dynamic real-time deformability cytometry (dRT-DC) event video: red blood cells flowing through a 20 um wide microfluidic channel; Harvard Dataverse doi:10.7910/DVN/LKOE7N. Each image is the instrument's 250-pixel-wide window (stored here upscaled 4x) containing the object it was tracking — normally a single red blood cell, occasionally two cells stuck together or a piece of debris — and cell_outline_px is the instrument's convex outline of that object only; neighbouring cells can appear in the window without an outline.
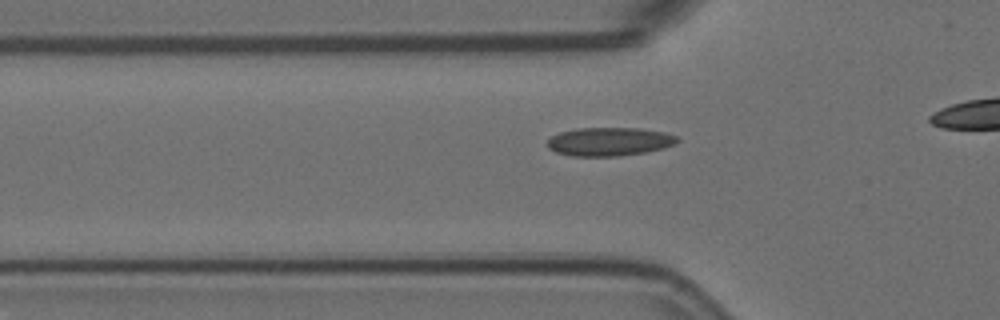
{"species": "Egyptian fruit bat (a non-hibernating species)", "species_latin": "Rousettus aegyptiacus", "temperature_condition": "room temperature", "stored_images_in_passage": 35, "camera_frame_rate_fps": 3000, "um_per_image_px": 0.085, "animal": {"sex": "female"}, "frame": {"image": 1, "passage_image": 8, "time_ms": 2.333, "image_size_px": [1000, 320], "cell_outline_px": [[680, 140], [676, 144], [664, 148], [648, 152], [620, 156], [572, 156], [556, 152], [548, 148], [548, 140], [552, 136], [560, 132], [580, 128], [636, 128], [664, 132], [676, 136]], "centroid_in_image_um": [51.83, 12.04], "position_along_channel_um": 74.0, "area_um2": 21.62}}
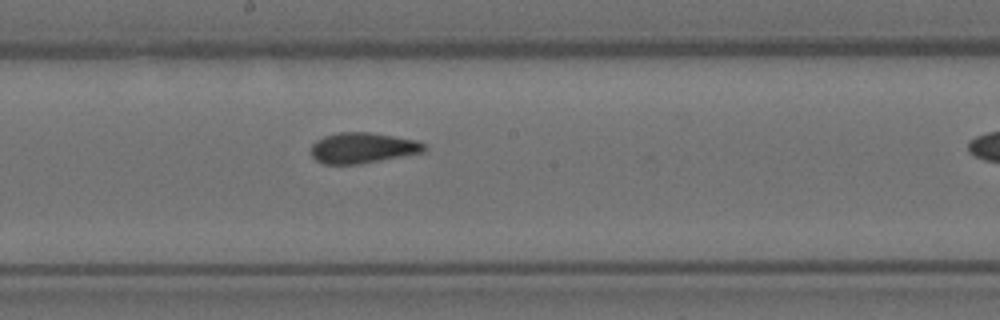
{"frame": {"image": 2, "passage_image": 20, "time_ms": 6.333, "image_size_px": [1000, 320], "cell_outline_px": [[428, 148], [424, 152], [360, 164], [324, 164], [316, 160], [312, 156], [312, 144], [316, 140], [324, 136], [340, 132], [372, 132], [416, 140], [424, 144]], "centroid_in_image_um": [30.84, 12.57], "position_along_channel_um": 217.4, "area_um2": 20.23}}
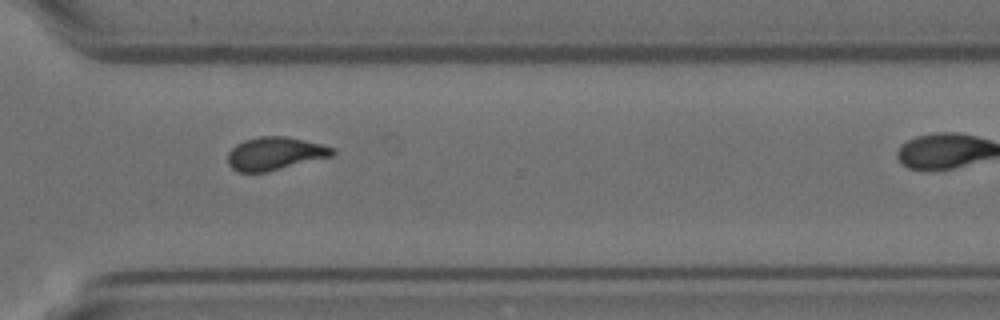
{"frame": {"image": 3, "passage_image": 31, "time_ms": 10.0, "image_size_px": [1000, 320], "cell_outline_px": [[336, 152], [332, 156], [268, 172], [236, 172], [228, 164], [228, 152], [236, 144], [244, 140], [256, 136], [284, 136], [304, 140], [336, 148]], "centroid_in_image_um": [23.36, 13.05], "position_along_channel_um": 347.2, "area_um2": 20.29}}